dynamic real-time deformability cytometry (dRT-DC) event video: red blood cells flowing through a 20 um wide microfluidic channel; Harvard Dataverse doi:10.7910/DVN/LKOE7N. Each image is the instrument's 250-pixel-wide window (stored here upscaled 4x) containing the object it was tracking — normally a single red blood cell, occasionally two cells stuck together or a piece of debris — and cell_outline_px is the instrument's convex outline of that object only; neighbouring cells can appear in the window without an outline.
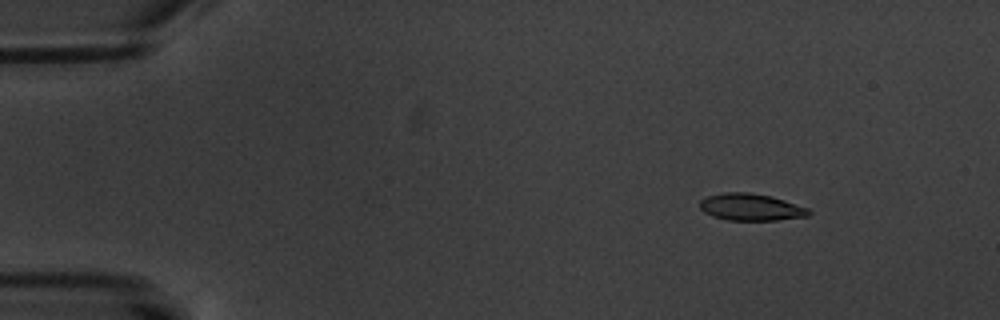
{"species": "common noctule bat (a hibernating species)", "species_latin": "Nyctalus noctula", "temperature_condition": "warm", "stored_images_in_passage": 5, "camera_frame_rate_fps": 3000, "um_per_image_px": 0.085, "animal": {"sex": "male", "body_mass_g": 20.1, "forearm_length_mm": 53.5}, "frame": {"image": 1, "passage_image": 2, "time_ms": 2.0, "image_size_px": [1000, 320], "cell_outline_px": [[812, 212], [808, 216], [776, 220], [728, 220], [712, 216], [704, 212], [700, 208], [700, 200], [708, 196], [720, 192], [752, 192], [772, 196], [808, 208]], "centroid_in_image_um": [63.82, 17.59], "position_along_channel_um": 21.2, "area_um2": 17.22}}